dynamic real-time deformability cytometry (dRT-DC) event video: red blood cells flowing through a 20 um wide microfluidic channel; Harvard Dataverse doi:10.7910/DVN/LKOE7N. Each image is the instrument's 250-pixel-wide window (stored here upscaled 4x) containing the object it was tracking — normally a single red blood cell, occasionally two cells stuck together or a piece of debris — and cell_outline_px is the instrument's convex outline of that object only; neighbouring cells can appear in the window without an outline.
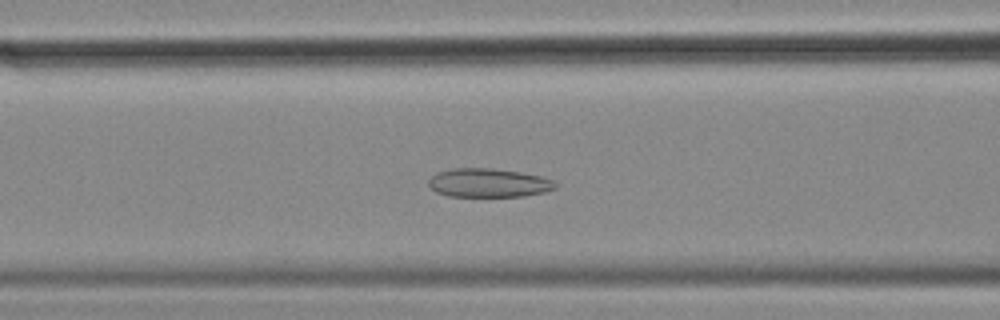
{"species": "common noctule bat (a hibernating species)", "species_latin": "Nyctalus noctula", "temperature_condition": "cold", "stored_images_in_passage": 58, "segment_of_instrument_passage": [1, 2], "camera_frame_rate_fps": 3000, "um_per_image_px": 0.085, "animal": {"sex": "female", "body_mass_g": 18.4}, "frame": {"image": 1, "passage_image": 23, "time_ms": 7.333, "image_size_px": [1000, 320], "cell_outline_px": [[556, 188], [544, 192], [524, 196], [448, 196], [436, 192], [428, 184], [428, 180], [436, 172], [452, 168], [492, 168], [520, 172], [540, 176], [552, 180], [556, 184]], "centroid_in_image_um": [41.5, 15.54], "position_along_channel_um": 125.1, "area_um2": 21.21}}
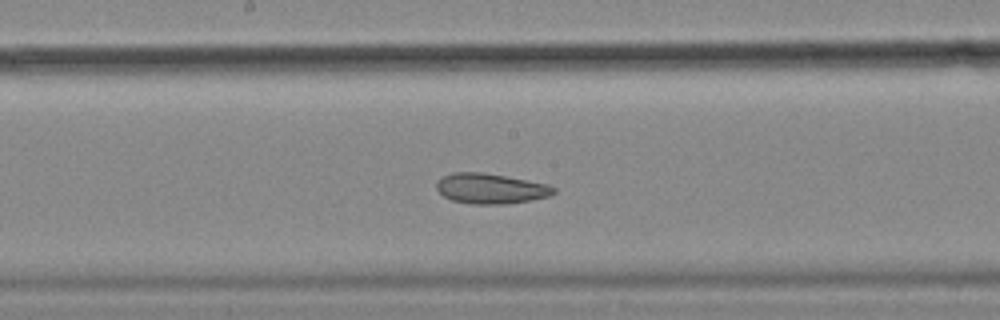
{"frame": {"image": 2, "passage_image": 30, "time_ms": 9.667, "image_size_px": [1000, 320], "cell_outline_px": [[556, 192], [548, 196], [532, 200], [508, 204], [472, 204], [452, 200], [444, 196], [436, 188], [436, 180], [452, 172], [480, 172], [504, 176], [548, 184], [556, 188]], "centroid_in_image_um": [41.7, 16.03], "position_along_channel_um": 206.5, "area_um2": 20.63}}
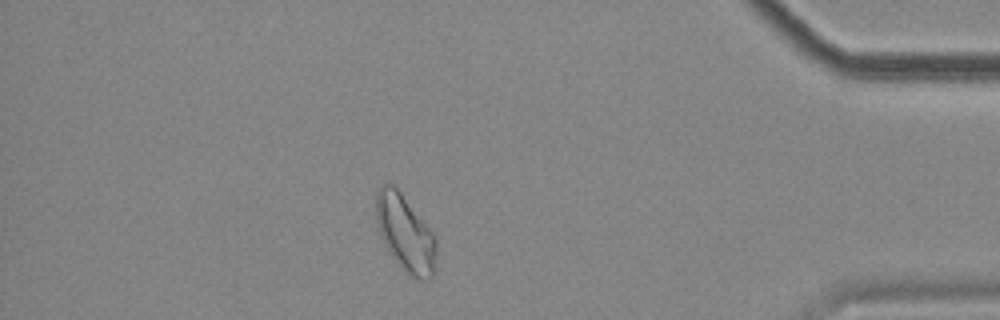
{"frame": {"image": 3, "passage_image": 50, "time_ms": 16.333, "image_size_px": [1000, 320], "cell_outline_px": [[436, 252], [432, 276], [428, 280], [420, 280], [412, 276], [388, 252], [380, 232], [376, 220], [376, 192], [384, 184], [392, 184], [400, 192], [436, 236]], "centroid_in_image_um": [34.45, 19.82], "position_along_channel_um": 400.7, "area_um2": 26.18}}